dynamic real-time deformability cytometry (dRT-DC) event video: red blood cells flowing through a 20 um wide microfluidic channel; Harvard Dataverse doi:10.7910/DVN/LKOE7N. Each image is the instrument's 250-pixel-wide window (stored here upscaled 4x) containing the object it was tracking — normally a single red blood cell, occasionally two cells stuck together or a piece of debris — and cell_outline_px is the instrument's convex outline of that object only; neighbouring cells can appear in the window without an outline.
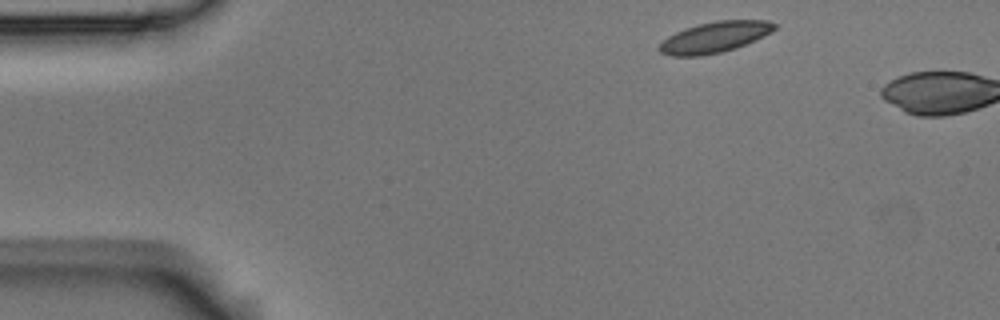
{"species": "Egyptian fruit bat (a non-hibernating species)", "species_latin": "Rousettus aegyptiacus", "temperature_condition": "room temperature", "stored_images_in_passage": 2, "camera_frame_rate_fps": 3000, "um_per_image_px": 0.085, "animal": {"sex": "male"}, "frame": {"image": 1, "passage_image": 1, "time_ms": 0.0, "image_size_px": [1000, 320], "cell_outline_px": [[776, 28], [772, 32], [756, 40], [736, 48], [720, 52], [700, 56], [672, 56], [660, 52], [656, 48], [668, 36], [684, 28], [696, 24], [716, 20], [768, 20], [776, 24]], "centroid_in_image_um": [60.75, 3.15], "position_along_channel_um": 24.2, "area_um2": 20.87}}